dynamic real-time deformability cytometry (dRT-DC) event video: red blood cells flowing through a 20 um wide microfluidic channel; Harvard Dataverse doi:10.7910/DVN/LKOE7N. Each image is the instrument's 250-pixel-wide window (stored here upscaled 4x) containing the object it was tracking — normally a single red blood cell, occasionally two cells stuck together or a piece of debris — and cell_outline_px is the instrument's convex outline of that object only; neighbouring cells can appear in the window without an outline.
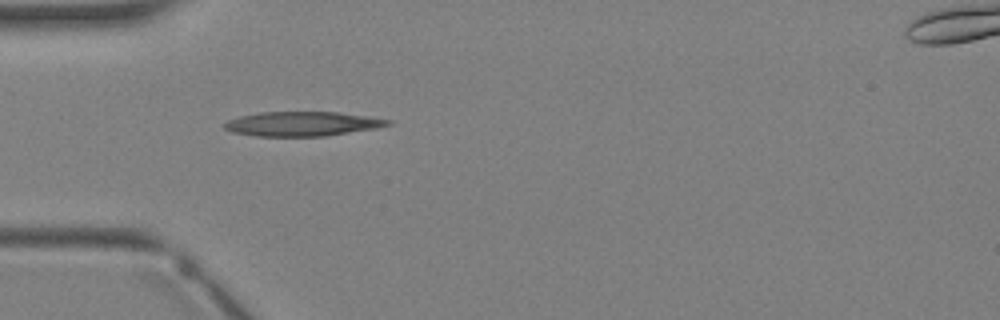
{"species": "Egyptian fruit bat (a non-hibernating species)", "species_latin": "Rousettus aegyptiacus", "temperature_condition": "warm", "stored_images_in_passage": 3, "camera_frame_rate_fps": 3000, "um_per_image_px": 0.085, "animal": {"sex": "female"}, "frame": {"image": 1, "passage_image": 2, "time_ms": 1.333, "image_size_px": [1000, 320], "cell_outline_px": [[392, 124], [376, 128], [324, 136], [256, 136], [232, 132], [224, 128], [224, 124], [228, 120], [240, 116], [260, 112], [340, 112], [392, 120]], "centroid_in_image_um": [25.69, 10.52], "position_along_channel_um": 59.3, "area_um2": 23.18}}